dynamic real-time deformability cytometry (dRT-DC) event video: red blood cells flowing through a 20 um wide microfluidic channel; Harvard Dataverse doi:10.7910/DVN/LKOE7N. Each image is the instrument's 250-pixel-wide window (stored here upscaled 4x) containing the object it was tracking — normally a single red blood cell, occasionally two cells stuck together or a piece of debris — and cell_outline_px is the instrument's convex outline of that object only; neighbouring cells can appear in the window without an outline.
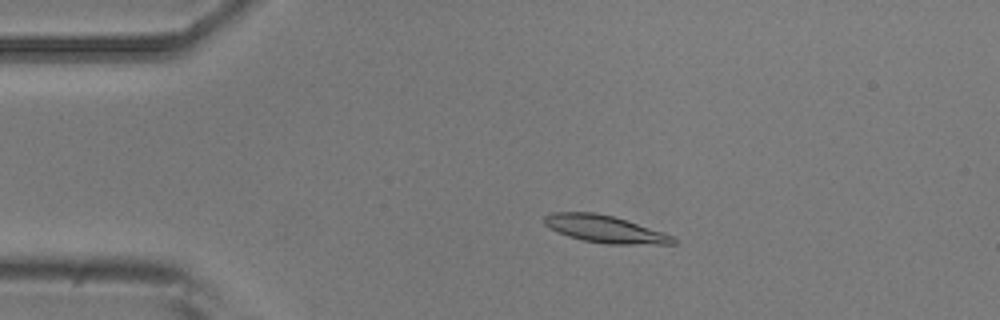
{"species": "common noctule bat (a hibernating species)", "species_latin": "Nyctalus noctula", "temperature_condition": "room temperature", "stored_images_in_passage": 54, "camera_frame_rate_fps": 3000, "um_per_image_px": 0.085, "animal": {"sex": "male", "body_mass_g": 20.5, "forearm_length_mm": 52.5}, "frame": {"image": 1, "passage_image": 11, "time_ms": 3.333, "image_size_px": [1000, 320], "cell_outline_px": [[680, 240], [676, 244], [604, 244], [584, 240], [568, 236], [548, 228], [544, 224], [544, 216], [552, 212], [596, 212], [612, 216], [664, 232], [676, 236]], "centroid_in_image_um": [51.45, 19.48], "position_along_channel_um": 33.5, "area_um2": 20.63}}
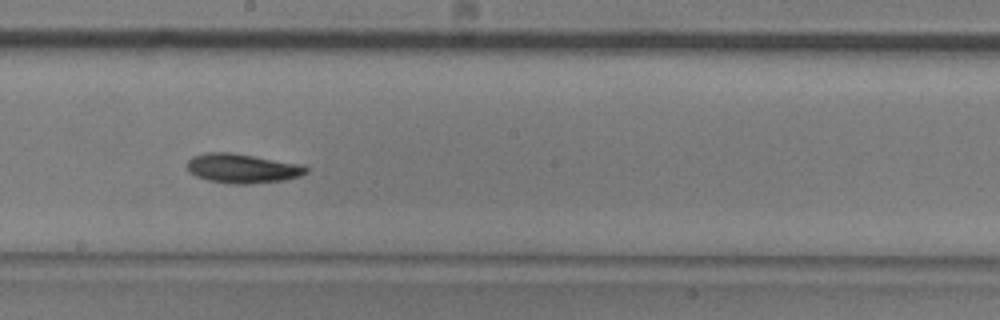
{"frame": {"image": 2, "passage_image": 30, "time_ms": 9.667, "image_size_px": [1000, 320], "cell_outline_px": [[308, 172], [300, 176], [284, 180], [248, 184], [232, 184], [208, 180], [196, 176], [188, 172], [188, 160], [192, 156], [208, 152], [232, 152], [304, 164], [308, 168]], "centroid_in_image_um": [20.63, 14.3], "position_along_channel_um": 227.6, "area_um2": 20.58}}
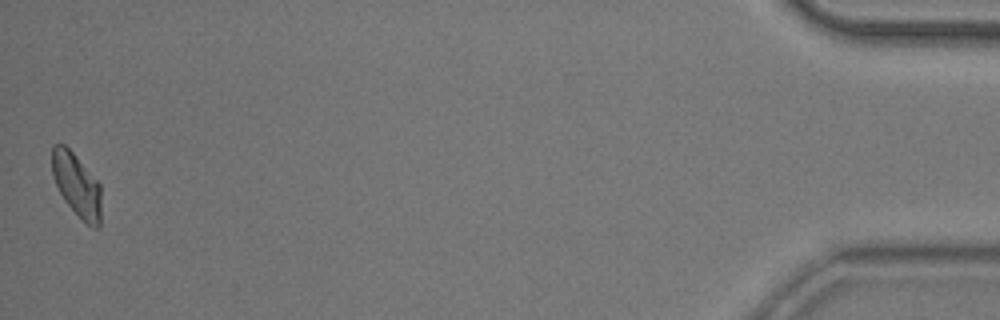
{"frame": {"image": 3, "passage_image": 54, "time_ms": 17.667, "image_size_px": [1000, 320], "cell_outline_px": [[100, 228], [92, 228], [64, 200], [56, 184], [52, 172], [52, 144], [64, 144], [72, 152], [100, 184]], "centroid_in_image_um": [6.51, 15.71], "position_along_channel_um": 428.7, "area_um2": 17.69}, "authors_computed_cell_mechanics": {"area_um2": 19.4497, "velocity_mm_per_s": 3.6972, "shape_relaxation_time_tau1_ms": 4.6855, "shape_relaxation_time_tau2_ms": null, "deformation_change_tau1": 0.1315, "deformation_change_tau2": null}}